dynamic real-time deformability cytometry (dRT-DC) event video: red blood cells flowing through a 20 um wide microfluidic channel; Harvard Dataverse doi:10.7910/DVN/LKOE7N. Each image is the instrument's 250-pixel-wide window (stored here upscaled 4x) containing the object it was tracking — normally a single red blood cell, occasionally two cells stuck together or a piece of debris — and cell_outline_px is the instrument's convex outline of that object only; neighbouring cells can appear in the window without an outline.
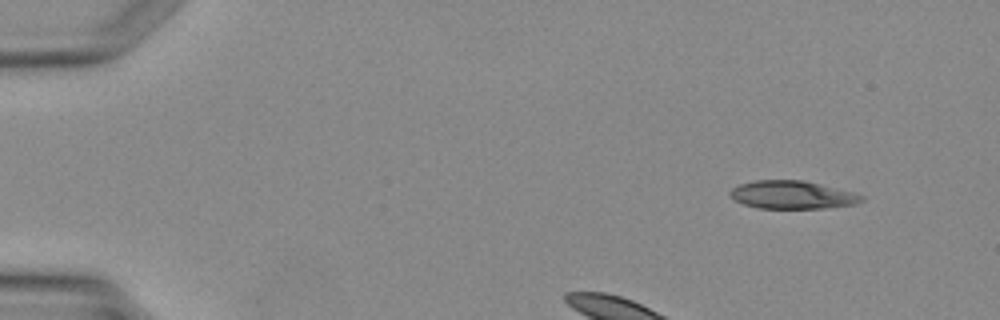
{"species": "Egyptian fruit bat (a non-hibernating species)", "species_latin": "Rousettus aegyptiacus", "temperature_condition": "warm", "stored_images_in_passage": 3, "camera_frame_rate_fps": 3000, "um_per_image_px": 0.085, "animal": {"sex": "female"}, "frame": {"image": 1, "passage_image": 1, "time_ms": 0.0, "image_size_px": [1000, 320], "cell_outline_px": [[864, 200], [856, 204], [824, 208], [760, 208], [744, 204], [736, 200], [728, 192], [732, 188], [740, 184], [756, 180], [804, 180], [852, 192], [864, 196]], "centroid_in_image_um": [67.35, 16.56], "position_along_channel_um": 17.6, "area_um2": 21.27}}